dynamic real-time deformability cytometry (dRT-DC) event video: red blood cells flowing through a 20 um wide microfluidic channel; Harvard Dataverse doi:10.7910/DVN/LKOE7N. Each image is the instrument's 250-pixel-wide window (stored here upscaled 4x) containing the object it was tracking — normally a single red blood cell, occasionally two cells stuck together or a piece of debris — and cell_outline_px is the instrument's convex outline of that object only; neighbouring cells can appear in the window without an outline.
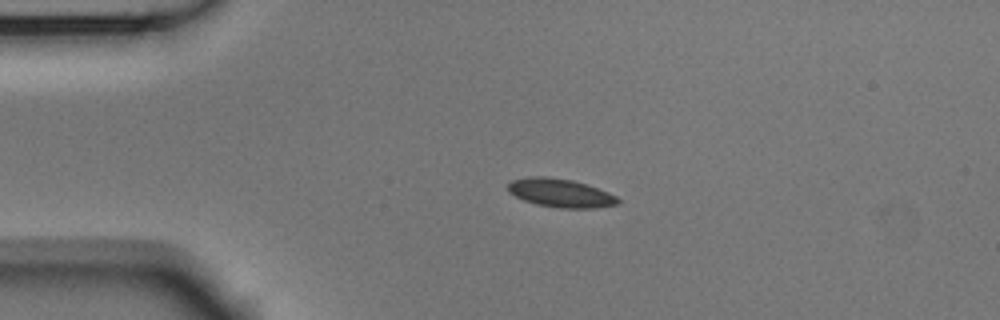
{"species": "Egyptian fruit bat (a non-hibernating species)", "species_latin": "Rousettus aegyptiacus", "temperature_condition": "room temperature", "stored_images_in_passage": 6, "camera_frame_rate_fps": 3000, "um_per_image_px": 0.085, "animal": {"sex": "male"}, "frame": {"image": 1, "passage_image": 4, "time_ms": 1.0, "image_size_px": [1000, 320], "cell_outline_px": [[620, 204], [596, 208], [560, 208], [536, 204], [524, 200], [508, 192], [508, 184], [512, 180], [528, 176], [544, 176], [572, 180], [608, 192], [616, 196], [620, 200]], "centroid_in_image_um": [47.64, 16.41], "position_along_channel_um": 37.4, "area_um2": 18.21}}
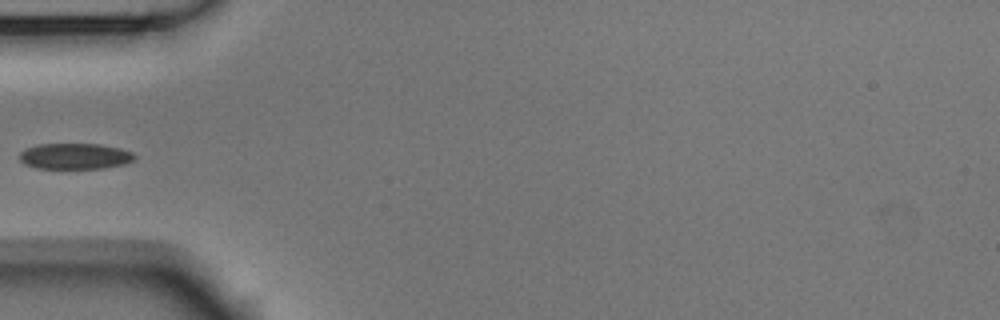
{"frame": {"image": 2, "passage_image": 6, "time_ms": 1.667, "image_size_px": [1000, 320], "cell_outline_px": [[136, 156], [132, 160], [124, 164], [104, 168], [36, 168], [24, 164], [20, 160], [20, 152], [36, 144], [100, 144], [120, 148], [132, 152]], "centroid_in_image_um": [6.36, 13.27], "position_along_channel_um": 78.6, "area_um2": 17.28}}